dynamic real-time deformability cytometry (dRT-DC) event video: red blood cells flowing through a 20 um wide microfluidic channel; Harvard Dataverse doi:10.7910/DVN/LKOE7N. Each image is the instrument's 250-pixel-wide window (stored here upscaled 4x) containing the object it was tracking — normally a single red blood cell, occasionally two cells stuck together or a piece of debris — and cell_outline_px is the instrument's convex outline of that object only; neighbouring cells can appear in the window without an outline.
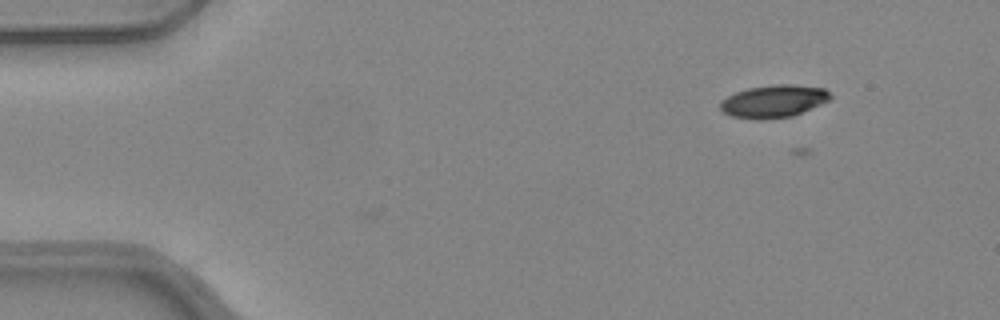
{"species": "common noctule bat (a hibernating species)", "species_latin": "Nyctalus noctula", "temperature_condition": "warm", "stored_images_in_passage": 18, "camera_frame_rate_fps": 3000, "um_per_image_px": 0.085, "animal": {"sex": "female", "body_mass_g": 24.6, "forearm_length_mm": 56.2}, "frame": {"image": 1, "passage_image": 4, "time_ms": 1.0, "image_size_px": [1000, 320], "cell_outline_px": [[832, 96], [828, 100], [820, 104], [792, 116], [764, 120], [760, 120], [732, 116], [724, 112], [720, 108], [720, 100], [736, 92], [748, 88], [772, 84], [792, 84], [824, 88]], "centroid_in_image_um": [65.73, 8.6], "position_along_channel_um": 19.3, "area_um2": 20.81}}
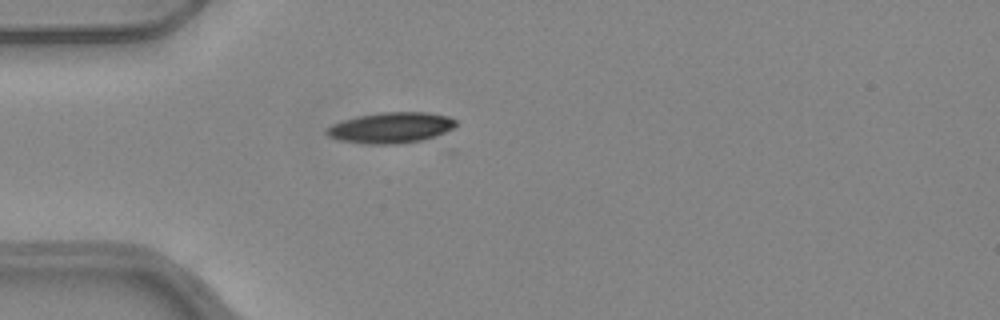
{"frame": {"image": 2, "passage_image": 13, "time_ms": 4.0, "image_size_px": [1000, 320], "cell_outline_px": [[456, 124], [452, 128], [444, 132], [420, 140], [396, 144], [364, 144], [340, 140], [328, 136], [324, 132], [324, 128], [332, 124], [344, 120], [360, 116], [380, 112], [428, 112], [448, 116], [456, 120]], "centroid_in_image_um": [33.17, 10.85], "position_along_channel_um": 51.8, "area_um2": 23.0}}
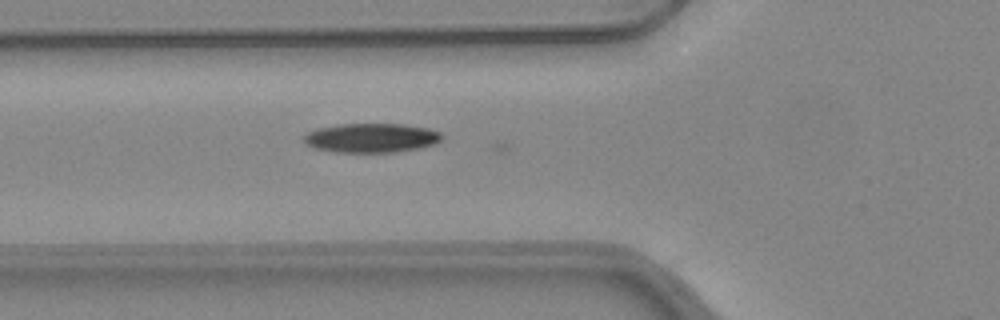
{"frame": {"image": 3, "passage_image": 17, "time_ms": 5.333, "image_size_px": [1000, 320], "cell_outline_px": [[444, 136], [440, 140], [432, 144], [420, 148], [396, 152], [332, 152], [316, 148], [304, 144], [304, 136], [308, 132], [316, 128], [336, 124], [404, 124], [428, 128], [440, 132]], "centroid_in_image_um": [31.54, 11.72], "position_along_channel_um": 94.3, "area_um2": 23.64}}